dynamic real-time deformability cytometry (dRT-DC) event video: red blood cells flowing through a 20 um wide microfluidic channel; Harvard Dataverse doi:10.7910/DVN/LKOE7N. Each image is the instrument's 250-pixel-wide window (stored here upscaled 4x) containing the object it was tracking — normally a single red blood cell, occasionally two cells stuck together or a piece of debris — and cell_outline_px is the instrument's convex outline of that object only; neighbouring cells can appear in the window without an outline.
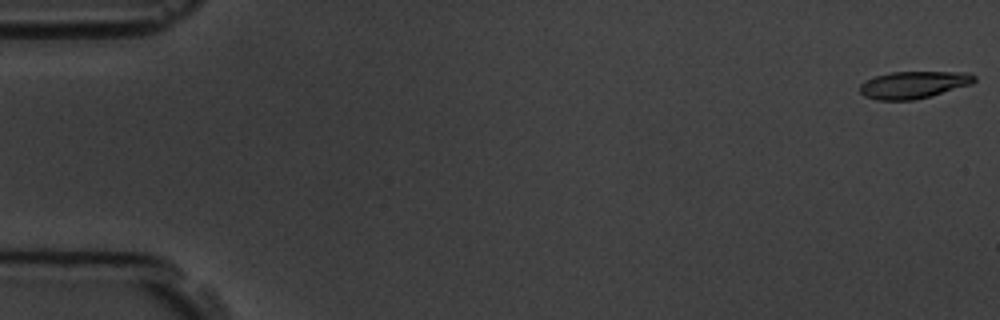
{"species": "common noctule bat (a hibernating species)", "species_latin": "Nyctalus noctula", "temperature_condition": "room temperature", "stored_images_in_passage": 11, "camera_frame_rate_fps": 3000, "um_per_image_px": 0.085, "animal": {"sex": "male", "body_mass_g": 19.5, "forearm_length_mm": 54.6}, "frame": {"image": 1, "passage_image": 1, "time_ms": 0.0, "image_size_px": [1000, 320], "cell_outline_px": [[976, 80], [972, 84], [928, 96], [912, 100], [876, 100], [864, 96], [860, 92], [860, 84], [876, 76], [892, 72], [968, 72], [976, 76]], "centroid_in_image_um": [77.66, 7.2], "position_along_channel_um": 7.3, "area_um2": 17.92}}
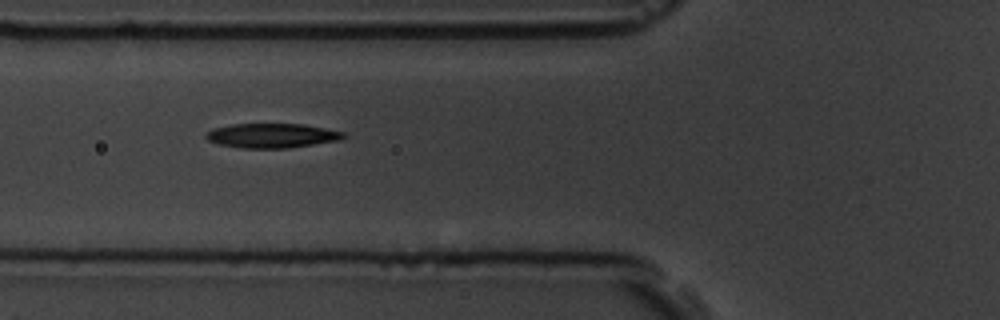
{"frame": {"image": 2, "passage_image": 6, "time_ms": 6.667, "image_size_px": [1000, 320], "cell_outline_px": [[348, 136], [340, 140], [288, 148], [244, 148], [220, 144], [208, 140], [204, 136], [212, 128], [232, 124], [304, 124], [344, 132]], "centroid_in_image_um": [23.13, 11.52], "position_along_channel_um": 102.7, "area_um2": 19.54}}
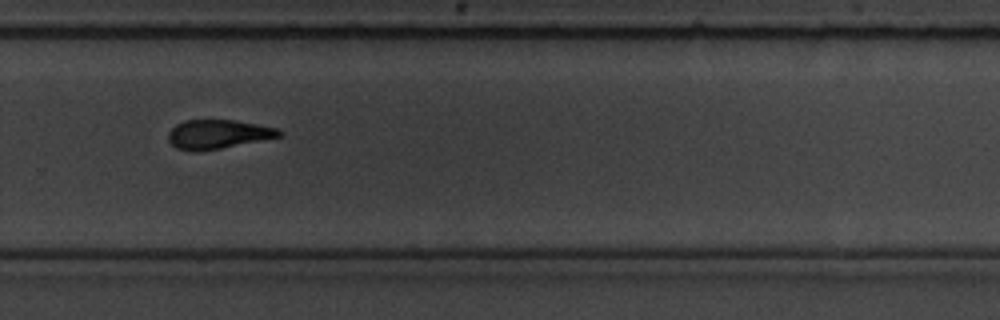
{"frame": {"image": 3, "passage_image": 11, "time_ms": 12.333, "image_size_px": [1000, 320], "cell_outline_px": [[284, 132], [280, 136], [220, 148], [196, 152], [192, 152], [176, 148], [168, 140], [168, 132], [176, 124], [184, 120], [236, 120], [276, 128]], "centroid_in_image_um": [18.47, 11.41], "position_along_channel_um": 311.3, "area_um2": 18.61}}